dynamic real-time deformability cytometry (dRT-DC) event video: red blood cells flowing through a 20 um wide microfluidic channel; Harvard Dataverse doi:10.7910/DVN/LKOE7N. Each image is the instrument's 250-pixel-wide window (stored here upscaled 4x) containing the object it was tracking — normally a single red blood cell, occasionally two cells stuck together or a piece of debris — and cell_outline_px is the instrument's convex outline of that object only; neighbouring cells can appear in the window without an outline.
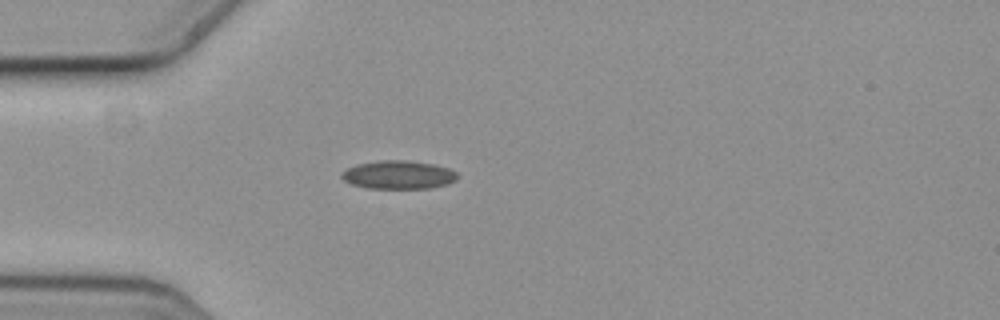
{"species": "common noctule bat (a hibernating species)", "species_latin": "Nyctalus noctula", "temperature_condition": "cold", "stored_images_in_passage": 4, "camera_frame_rate_fps": 3000, "um_per_image_px": 0.085, "animal": {"sex": "female", "body_mass_g": 19.3, "forearm_length_mm": 54.1}, "frame": {"image": 1, "passage_image": 4, "time_ms": 1.0, "image_size_px": [1000, 320], "cell_outline_px": [[456, 180], [448, 184], [428, 188], [368, 188], [352, 184], [344, 180], [340, 176], [340, 172], [356, 164], [380, 160], [404, 160], [432, 164], [448, 168], [456, 172]], "centroid_in_image_um": [33.83, 14.85], "position_along_channel_um": 51.2, "area_um2": 19.02}}